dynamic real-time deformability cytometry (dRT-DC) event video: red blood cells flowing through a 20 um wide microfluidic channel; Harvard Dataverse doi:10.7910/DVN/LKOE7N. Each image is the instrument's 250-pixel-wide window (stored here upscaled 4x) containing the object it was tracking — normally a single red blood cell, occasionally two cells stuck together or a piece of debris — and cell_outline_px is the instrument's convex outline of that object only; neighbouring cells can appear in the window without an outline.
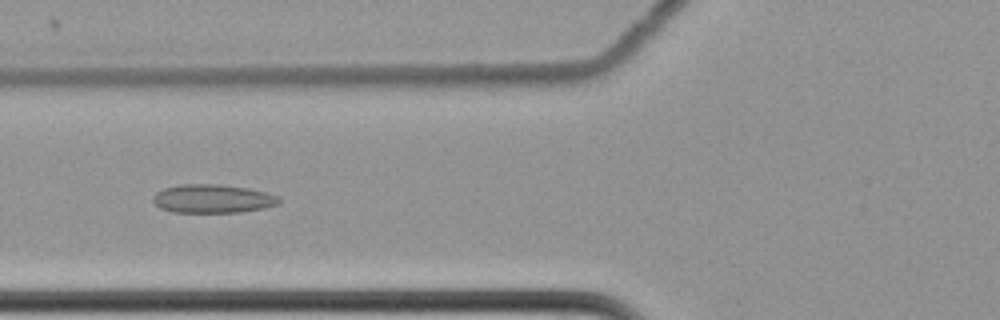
{"species": "common noctule bat (a hibernating species)", "species_latin": "Nyctalus noctula", "temperature_condition": "cold", "stored_images_in_passage": 44, "camera_frame_rate_fps": 3000, "um_per_image_px": 0.085, "animal": {"sex": "female", "body_mass_g": 22.7, "forearm_length_mm": 54.2}, "frame": {"image": 1, "passage_image": 9, "time_ms": 2.667, "image_size_px": [1000, 320], "cell_outline_px": [[280, 204], [264, 208], [240, 212], [172, 212], [160, 208], [152, 200], [152, 196], [156, 192], [164, 188], [180, 184], [216, 184], [248, 188], [280, 196]], "centroid_in_image_um": [18.07, 16.89], "position_along_channel_um": 107.7, "area_um2": 21.04}}
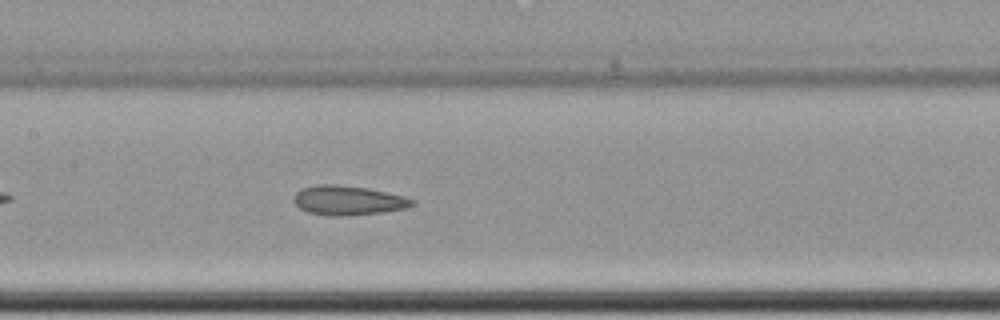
{"frame": {"image": 2, "passage_image": 15, "time_ms": 4.667, "image_size_px": [1000, 320], "cell_outline_px": [[416, 204], [408, 208], [384, 212], [348, 216], [332, 216], [308, 212], [300, 208], [292, 200], [292, 196], [300, 188], [316, 184], [336, 184], [368, 188], [404, 196], [416, 200]], "centroid_in_image_um": [29.59, 17.03], "position_along_channel_um": 177.8, "area_um2": 20.69}}
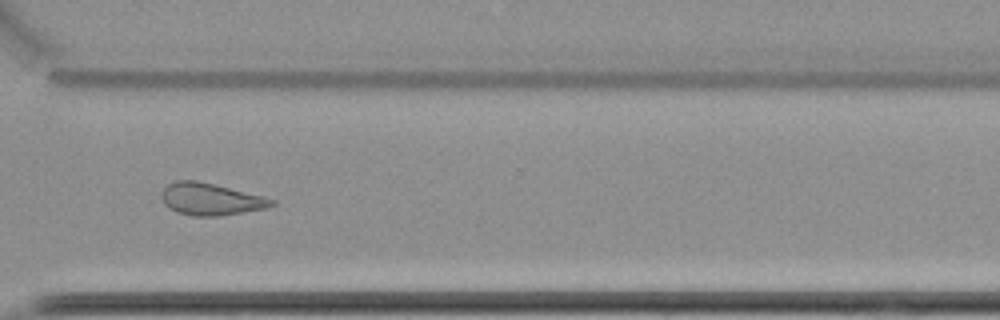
{"frame": {"image": 3, "passage_image": 30, "time_ms": 9.667, "image_size_px": [1000, 320], "cell_outline_px": [[276, 204], [268, 208], [220, 216], [192, 216], [176, 212], [168, 208], [164, 204], [160, 196], [160, 192], [168, 184], [176, 180], [196, 180], [264, 196], [276, 200]], "centroid_in_image_um": [17.9, 16.94], "position_along_channel_um": 352.7, "area_um2": 20.81}}